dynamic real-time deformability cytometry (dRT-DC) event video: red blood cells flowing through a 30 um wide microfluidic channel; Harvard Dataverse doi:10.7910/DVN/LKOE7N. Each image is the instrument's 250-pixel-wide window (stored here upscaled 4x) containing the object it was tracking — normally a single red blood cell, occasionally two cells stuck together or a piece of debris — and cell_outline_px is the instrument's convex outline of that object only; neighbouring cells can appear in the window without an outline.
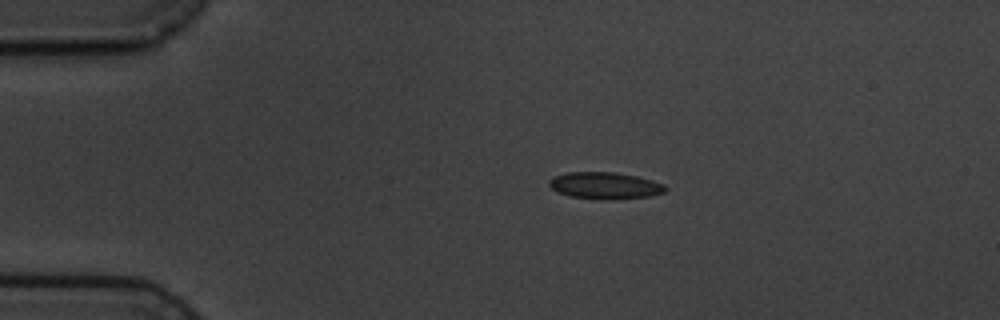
{"species": "common noctule bat (a hibernating species)", "species_latin": "Nyctalus noctula", "temperature_condition": "cold", "stored_images_in_passage": 10, "camera_frame_rate_fps": 3000, "um_per_image_px": 0.085, "animal": {"sex": "male", "body_mass_g": 19.5, "forearm_length_mm": 54.6}, "frame": {"image": 1, "passage_image": 2, "time_ms": 1.0, "image_size_px": [1000, 320], "cell_outline_px": [[668, 188], [664, 192], [648, 196], [612, 200], [600, 200], [568, 196], [556, 192], [548, 184], [548, 180], [552, 176], [568, 172], [616, 172], [636, 176], [652, 180], [664, 184]], "centroid_in_image_um": [51.38, 15.78], "position_along_channel_um": 33.6, "area_um2": 18.44}}
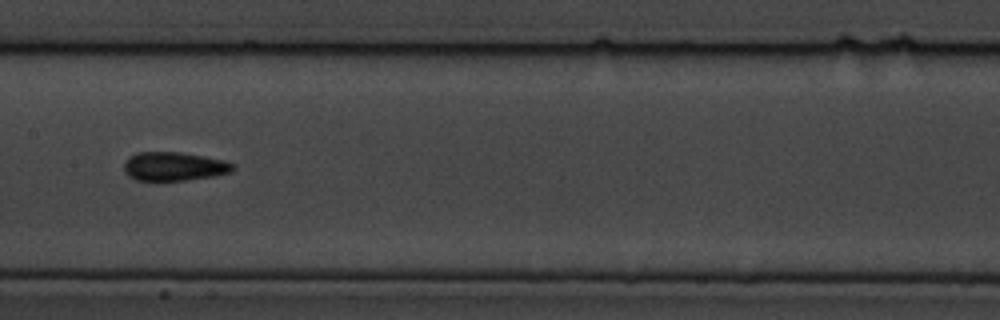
{"frame": {"image": 2, "passage_image": 7, "time_ms": 6.667, "image_size_px": [1000, 320], "cell_outline_px": [[232, 172], [212, 176], [184, 180], [136, 180], [128, 176], [124, 172], [124, 160], [128, 156], [136, 152], [180, 152], [204, 156], [224, 160], [232, 164]], "centroid_in_image_um": [14.72, 14.13], "position_along_channel_um": 192.7, "area_um2": 18.21}}
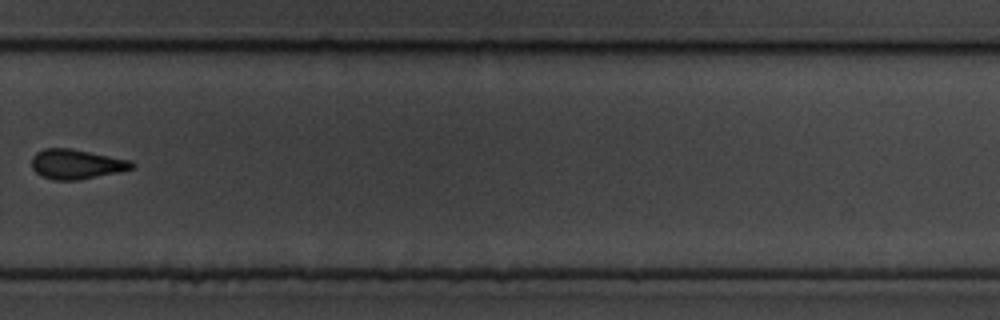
{"frame": {"image": 3, "passage_image": 10, "time_ms": 10.333, "image_size_px": [1000, 320], "cell_outline_px": [[136, 164], [132, 168], [120, 172], [76, 180], [52, 180], [36, 172], [32, 168], [32, 156], [36, 152], [44, 148], [72, 148], [132, 160]], "centroid_in_image_um": [6.51, 13.94], "position_along_channel_um": 323.3, "area_um2": 17.46}}